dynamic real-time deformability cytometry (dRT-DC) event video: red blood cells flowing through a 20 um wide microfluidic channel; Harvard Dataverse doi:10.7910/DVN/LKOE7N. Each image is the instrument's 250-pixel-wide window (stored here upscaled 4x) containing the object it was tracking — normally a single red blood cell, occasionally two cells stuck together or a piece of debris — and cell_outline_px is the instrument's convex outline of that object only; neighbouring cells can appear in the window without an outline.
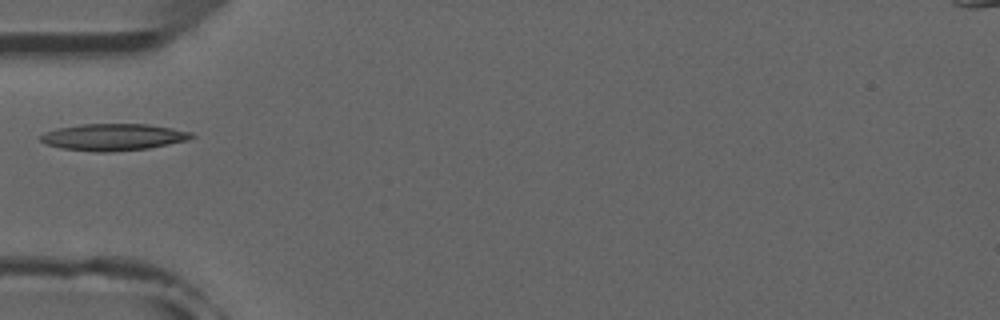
{"species": "common noctule bat (a hibernating species)", "species_latin": "Nyctalus noctula", "temperature_condition": "room temperature", "stored_images_in_passage": 32, "camera_frame_rate_fps": 3000, "um_per_image_px": 0.085, "animal": {"sex": "male", "forearm_length_mm": 52.5}, "frame": {"image": 1, "passage_image": 1, "time_ms": 0.0, "image_size_px": [1000, 320], "cell_outline_px": [[196, 136], [188, 140], [148, 148], [108, 152], [96, 152], [60, 148], [44, 144], [40, 140], [40, 136], [44, 132], [60, 128], [84, 124], [148, 124], [172, 128], [192, 132]], "centroid_in_image_um": [9.64, 11.65], "position_along_channel_um": 75.4, "area_um2": 23.52}}
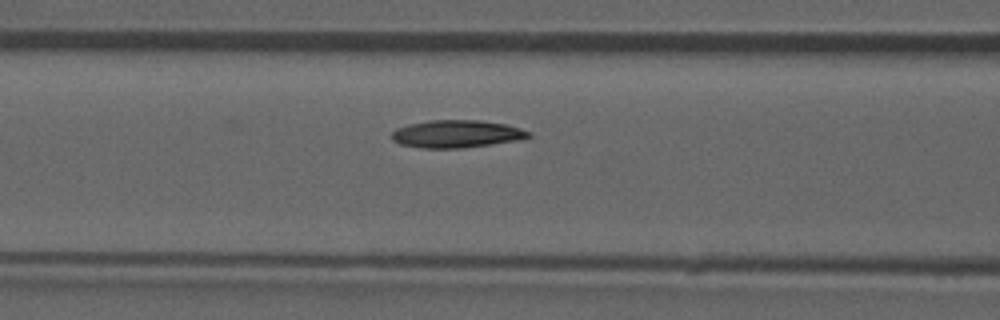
{"frame": {"image": 2, "passage_image": 5, "time_ms": 1.333, "image_size_px": [1000, 320], "cell_outline_px": [[532, 136], [520, 140], [464, 148], [420, 148], [400, 144], [392, 140], [392, 132], [396, 128], [408, 124], [428, 120], [480, 120], [504, 124], [520, 128], [532, 132]], "centroid_in_image_um": [38.82, 11.38], "position_along_channel_um": 127.8, "area_um2": 22.2}}